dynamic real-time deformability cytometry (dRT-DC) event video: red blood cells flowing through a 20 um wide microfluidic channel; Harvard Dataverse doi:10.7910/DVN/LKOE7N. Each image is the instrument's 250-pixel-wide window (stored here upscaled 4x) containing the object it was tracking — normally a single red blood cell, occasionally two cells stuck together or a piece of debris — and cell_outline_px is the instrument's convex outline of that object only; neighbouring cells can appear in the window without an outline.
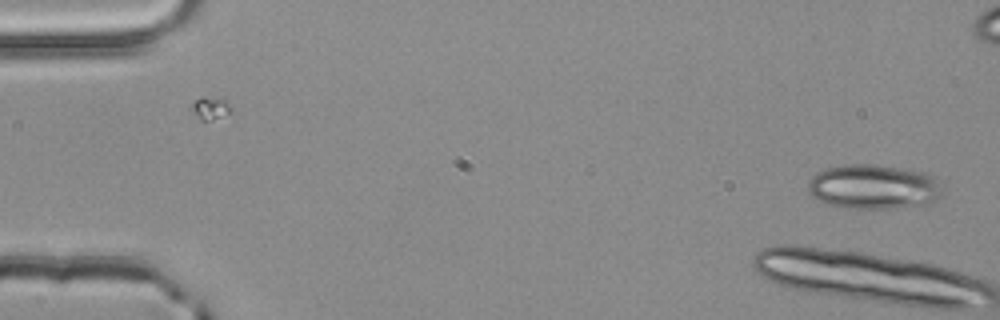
{"species": "common noctule bat (a hibernating species)", "species_latin": "Nyctalus noctula", "temperature_condition": "room temperature", "stored_images_in_passage": 17, "camera_frame_rate_fps": 3000, "um_per_image_px": 0.085, "animal": {"sex": "male", "body_mass_g": 20.4}, "frame": {"image": 1, "passage_image": 1, "time_ms": 0.0, "image_size_px": [1000, 320], "cell_outline_px": [[944, 196], [924, 204], [896, 208], [848, 208], [828, 204], [812, 196], [808, 192], [808, 180], [816, 172], [828, 168], [852, 164], [876, 164], [924, 172], [936, 176], [944, 188]], "centroid_in_image_um": [74.3, 15.87], "position_along_channel_um": 10.7, "area_um2": 35.2}}